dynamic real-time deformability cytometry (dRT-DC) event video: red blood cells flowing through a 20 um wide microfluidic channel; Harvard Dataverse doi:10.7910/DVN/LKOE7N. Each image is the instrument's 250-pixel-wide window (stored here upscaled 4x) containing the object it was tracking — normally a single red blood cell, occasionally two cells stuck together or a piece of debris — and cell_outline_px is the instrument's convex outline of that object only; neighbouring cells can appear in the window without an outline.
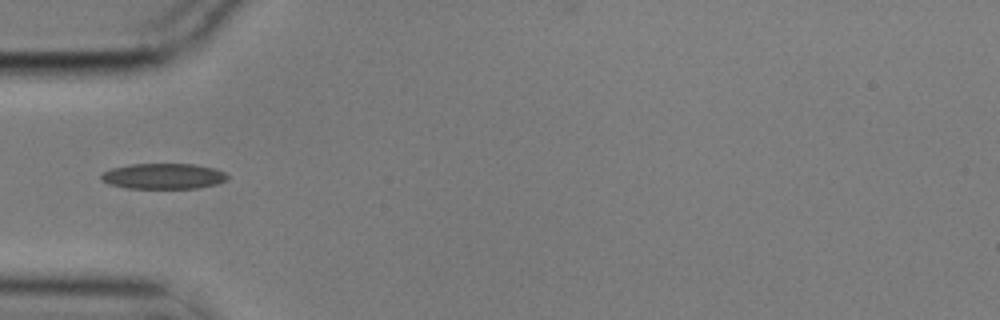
{"species": "common noctule bat (a hibernating species)", "species_latin": "Nyctalus noctula", "temperature_condition": "cold", "stored_images_in_passage": 5, "camera_frame_rate_fps": 3000, "um_per_image_px": 0.085, "animal": {"sex": "male", "body_mass_g": 17.9}, "frame": {"image": 1, "passage_image": 5, "time_ms": 1.333, "image_size_px": [1000, 320], "cell_outline_px": [[228, 180], [216, 184], [196, 188], [128, 188], [108, 184], [100, 180], [100, 176], [104, 172], [112, 168], [132, 164], [192, 164], [212, 168], [224, 172], [228, 176]], "centroid_in_image_um": [13.87, 14.98], "position_along_channel_um": 71.1, "area_um2": 18.73}}